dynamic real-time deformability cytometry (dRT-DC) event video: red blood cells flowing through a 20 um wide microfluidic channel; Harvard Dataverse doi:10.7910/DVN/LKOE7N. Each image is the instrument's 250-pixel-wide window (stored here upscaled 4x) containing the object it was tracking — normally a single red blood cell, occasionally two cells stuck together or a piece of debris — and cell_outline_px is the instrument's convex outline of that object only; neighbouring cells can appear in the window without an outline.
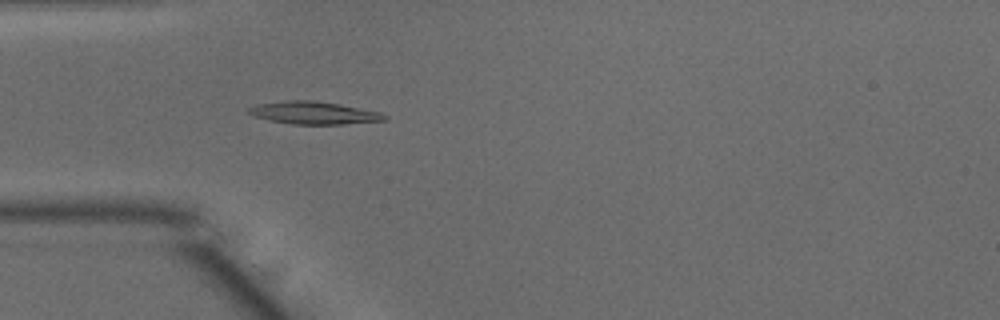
{"species": "common noctule bat (a hibernating species)", "species_latin": "Nyctalus noctula", "temperature_condition": "warm", "stored_images_in_passage": 50, "camera_frame_rate_fps": 3000, "um_per_image_px": 0.085, "animal": {"sex": "male", "body_mass_g": 15.6}, "frame": {"image": 1, "passage_image": 15, "time_ms": 4.667, "image_size_px": [1000, 320], "cell_outline_px": [[388, 120], [344, 124], [292, 124], [272, 120], [256, 116], [248, 112], [248, 108], [256, 104], [288, 100], [312, 100], [340, 104], [380, 112], [388, 116]], "centroid_in_image_um": [26.72, 9.59], "position_along_channel_um": 58.3, "area_um2": 17.74}}
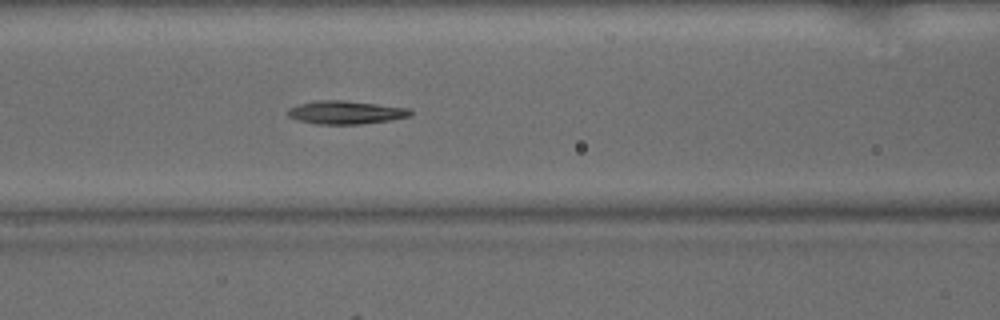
{"frame": {"image": 2, "passage_image": 21, "time_ms": 6.667, "image_size_px": [1000, 320], "cell_outline_px": [[412, 116], [392, 120], [364, 124], [316, 124], [300, 120], [288, 116], [288, 108], [300, 104], [316, 100], [344, 100], [408, 108], [412, 112]], "centroid_in_image_um": [29.42, 9.56], "position_along_channel_um": 137.2, "area_um2": 16.59}}
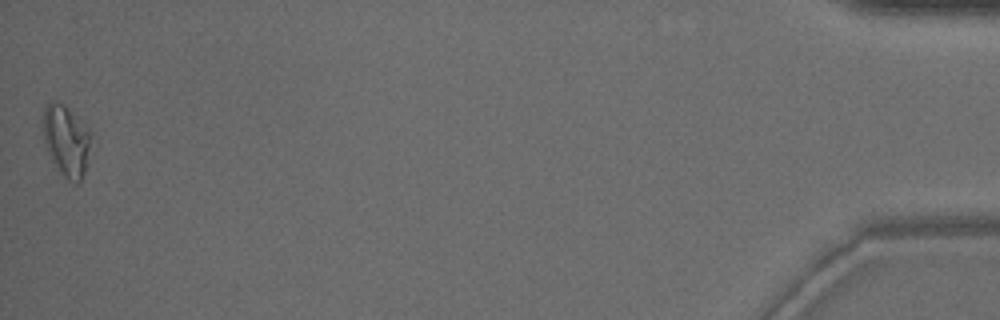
{"frame": {"image": 3, "passage_image": 50, "time_ms": 16.333, "image_size_px": [1000, 320], "cell_outline_px": [[92, 132], [84, 172], [80, 180], [76, 184], [68, 180], [60, 172], [48, 152], [44, 144], [44, 108], [52, 100], [56, 100], [64, 104]], "centroid_in_image_um": [5.64, 11.93], "position_along_channel_um": 429.6, "area_um2": 19.48}, "authors_computed_cell_mechanics": {"area_um2": 16.6175, "velocity_mm_per_s": 4.0388, "shape_relaxation_time_tau1_ms": 4.2102, "shape_relaxation_time_tau2_ms": null, "deformation_change_tau1": 0.1665, "deformation_change_tau2": null}}